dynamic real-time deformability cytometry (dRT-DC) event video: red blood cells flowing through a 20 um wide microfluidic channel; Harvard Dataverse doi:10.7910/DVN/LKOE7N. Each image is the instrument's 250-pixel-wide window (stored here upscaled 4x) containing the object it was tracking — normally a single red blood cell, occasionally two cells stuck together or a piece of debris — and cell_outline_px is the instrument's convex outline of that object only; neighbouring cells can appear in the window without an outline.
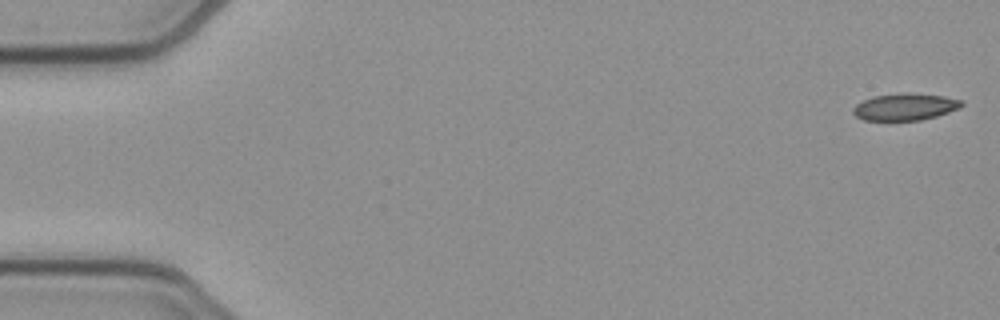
{"species": "common noctule bat (a hibernating species)", "species_latin": "Nyctalus noctula", "temperature_condition": "cold", "stored_images_in_passage": 13, "camera_frame_rate_fps": 3000, "um_per_image_px": 0.085, "animal": {"sex": "female", "body_mass_g": 21.9}, "frame": {"image": 1, "passage_image": 1, "time_ms": 0.0, "image_size_px": [1000, 320], "cell_outline_px": [[964, 104], [960, 108], [936, 116], [920, 120], [864, 120], [856, 116], [852, 112], [852, 108], [856, 104], [872, 96], [904, 92], [908, 92], [944, 96], [964, 100]], "centroid_in_image_um": [76.94, 9.07], "position_along_channel_um": 8.1, "area_um2": 17.17}}